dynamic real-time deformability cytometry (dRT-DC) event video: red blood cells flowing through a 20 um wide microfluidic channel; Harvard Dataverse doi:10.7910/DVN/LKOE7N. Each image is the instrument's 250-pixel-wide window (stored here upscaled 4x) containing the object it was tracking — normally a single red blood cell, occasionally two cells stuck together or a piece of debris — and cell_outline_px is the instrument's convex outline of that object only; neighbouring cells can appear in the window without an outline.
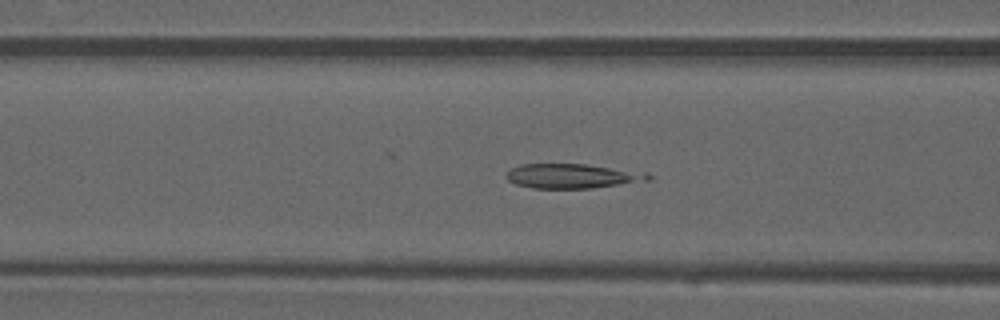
{"species": "common noctule bat (a hibernating species)", "species_latin": "Nyctalus noctula", "temperature_condition": "warm", "stored_images_in_passage": 53, "camera_frame_rate_fps": 3000, "um_per_image_px": 0.085, "animal": {"sex": "male", "forearm_length_mm": 52.5}, "frame": {"image": 1, "passage_image": 21, "time_ms": 6.667, "image_size_px": [1000, 320], "cell_outline_px": [[652, 180], [592, 188], [532, 188], [516, 184], [508, 180], [504, 176], [512, 168], [520, 164], [584, 164], [648, 172], [652, 176]], "centroid_in_image_um": [48.68, 14.96], "position_along_channel_um": 117.9, "area_um2": 20.35}}
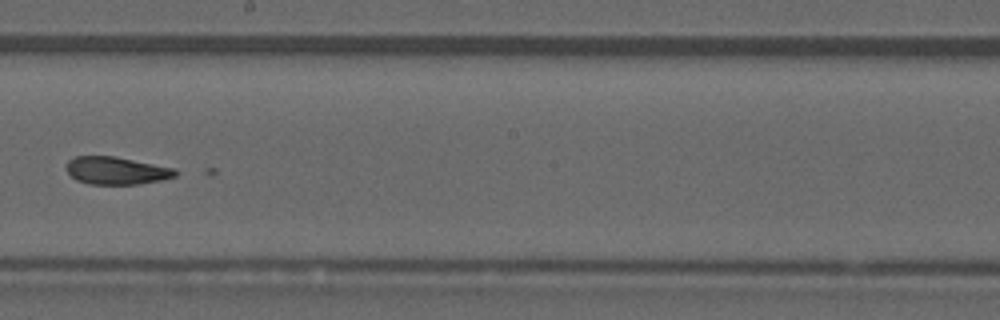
{"frame": {"image": 2, "passage_image": 30, "time_ms": 9.667, "image_size_px": [1000, 320], "cell_outline_px": [[180, 172], [176, 176], [160, 180], [136, 184], [88, 184], [76, 180], [68, 172], [68, 160], [76, 156], [116, 156], [176, 168]], "centroid_in_image_um": [9.94, 14.49], "position_along_channel_um": 238.3, "area_um2": 17.57}}
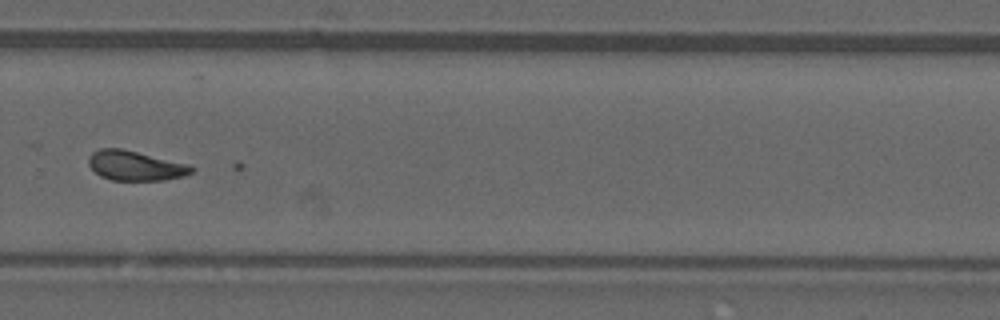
{"frame": {"image": 3, "passage_image": 36, "time_ms": 11.667, "image_size_px": [1000, 320], "cell_outline_px": [[196, 168], [192, 172], [184, 176], [164, 180], [112, 180], [100, 176], [88, 164], [88, 156], [92, 152], [100, 148], [120, 148], [188, 164]], "centroid_in_image_um": [11.49, 14.08], "position_along_channel_um": 318.3, "area_um2": 17.74}}